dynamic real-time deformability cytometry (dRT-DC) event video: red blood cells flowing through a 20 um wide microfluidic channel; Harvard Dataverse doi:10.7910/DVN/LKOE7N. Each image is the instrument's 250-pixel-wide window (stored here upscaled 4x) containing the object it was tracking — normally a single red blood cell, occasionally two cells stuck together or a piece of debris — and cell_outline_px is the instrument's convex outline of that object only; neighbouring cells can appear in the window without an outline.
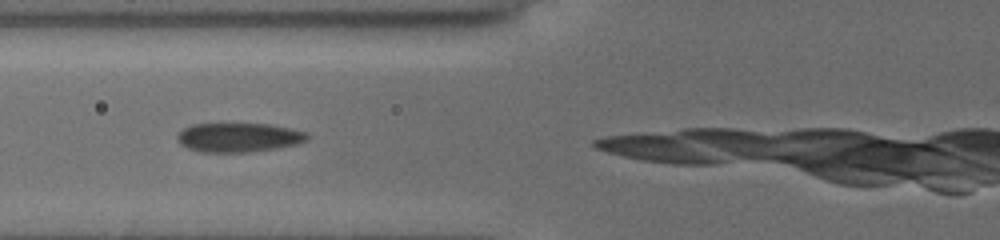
{"species": "common noctule bat (a hibernating species)", "species_latin": "Nyctalus noctula", "temperature_condition": "cold", "stored_images_in_passage": 10, "camera_frame_rate_fps": 3000, "um_per_image_px": 0.085, "animal": {"sex": "female", "body_mass_g": 19.5, "forearm_length_mm": 54.1}, "frame": {"image": 1, "passage_image": 4, "time_ms": 1.0, "image_size_px": [1000, 240], "cell_outline_px": [[308, 140], [296, 144], [280, 148], [252, 152], [200, 152], [188, 148], [180, 144], [176, 140], [176, 136], [184, 128], [192, 124], [268, 124], [288, 128], [304, 132], [308, 136]], "centroid_in_image_um": [20.26, 11.69], "position_along_channel_um": 105.5, "area_um2": 22.08}}